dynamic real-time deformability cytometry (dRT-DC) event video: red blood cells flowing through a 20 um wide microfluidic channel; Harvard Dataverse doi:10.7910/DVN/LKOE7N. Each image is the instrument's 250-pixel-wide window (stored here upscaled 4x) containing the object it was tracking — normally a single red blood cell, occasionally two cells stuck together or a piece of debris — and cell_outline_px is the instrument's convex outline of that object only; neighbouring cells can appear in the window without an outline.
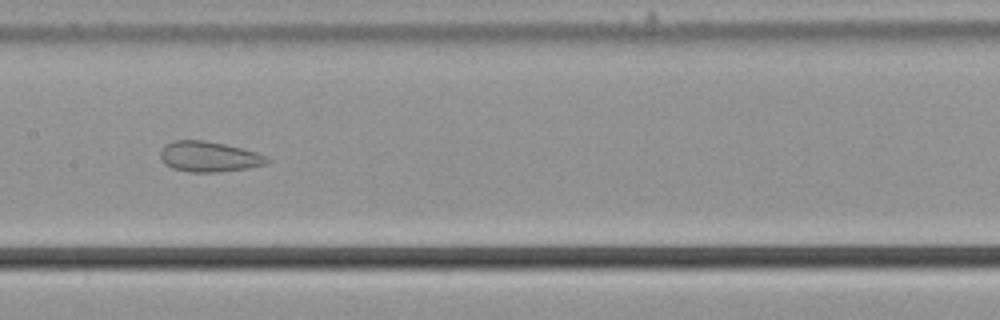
{"species": "common noctule bat (a hibernating species)", "species_latin": "Nyctalus noctula", "temperature_condition": "cold", "stored_images_in_passage": 38, "camera_frame_rate_fps": 3000, "um_per_image_px": 0.085, "animal": {"sex": "male", "body_mass_g": 21.5, "forearm_length_mm": 52.0}, "frame": {"image": 1, "passage_image": 11, "time_ms": 3.333, "image_size_px": [1000, 320], "cell_outline_px": [[268, 164], [248, 168], [216, 172], [188, 172], [172, 168], [164, 164], [160, 160], [160, 152], [164, 144], [172, 140], [204, 140], [224, 144], [256, 152], [268, 156]], "centroid_in_image_um": [17.72, 13.31], "position_along_channel_um": 189.7, "area_um2": 19.07}}
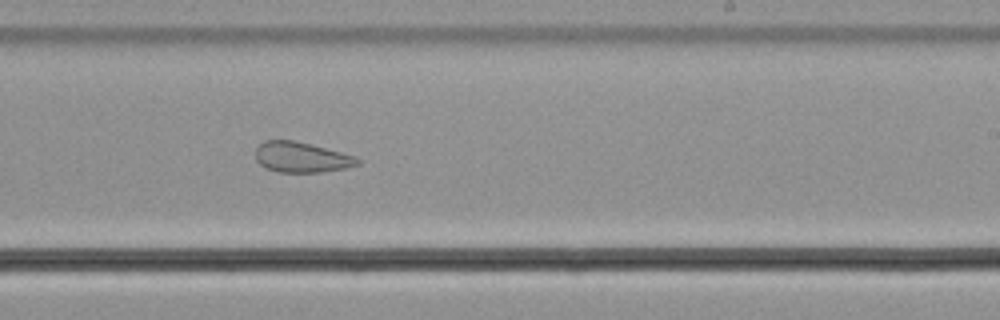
{"frame": {"image": 2, "passage_image": 17, "time_ms": 5.333, "image_size_px": [1000, 320], "cell_outline_px": [[360, 164], [348, 168], [320, 172], [280, 172], [264, 168], [256, 160], [256, 148], [264, 140], [292, 140], [356, 156], [360, 160]], "centroid_in_image_um": [25.62, 13.38], "position_along_channel_um": 263.4, "area_um2": 17.98}}
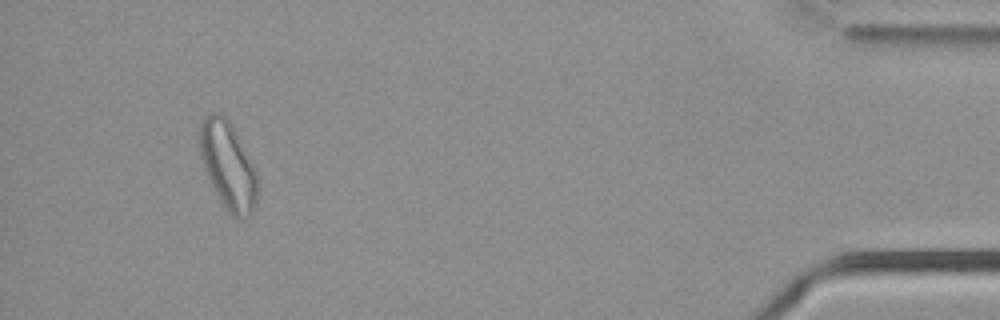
{"frame": {"image": 3, "passage_image": 35, "time_ms": 11.333, "image_size_px": [1000, 320], "cell_outline_px": [[256, 204], [252, 212], [248, 216], [232, 216], [228, 212], [220, 200], [204, 168], [200, 156], [200, 120], [212, 112], [224, 112], [232, 124], [256, 172]], "centroid_in_image_um": [19.35, 13.99], "position_along_channel_um": 415.8, "area_um2": 28.96}, "authors_computed_cell_mechanics": {"area_um2": 20.8947, "velocity_mm_per_s": 3.7026, "shape_relaxation_time_tau1_ms": null, "shape_relaxation_time_tau2_ms": 2.1858, "deformation_change_tau1": null, "deformation_change_tau2": 0.0843}}